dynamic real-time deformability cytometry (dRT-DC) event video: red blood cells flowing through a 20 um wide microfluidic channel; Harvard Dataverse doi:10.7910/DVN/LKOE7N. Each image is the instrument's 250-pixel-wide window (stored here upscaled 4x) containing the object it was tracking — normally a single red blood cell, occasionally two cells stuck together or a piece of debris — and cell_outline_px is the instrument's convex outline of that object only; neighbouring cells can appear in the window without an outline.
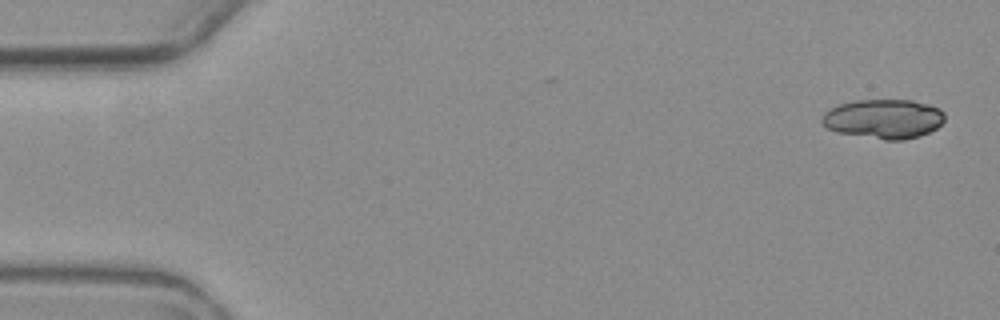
{"species": "common noctule bat (a hibernating species)", "species_latin": "Nyctalus noctula", "temperature_condition": "warm", "stored_images_in_passage": 4, "camera_frame_rate_fps": 3000, "um_per_image_px": 0.085, "animal": {"sex": "female", "body_mass_g": 19.3, "forearm_length_mm": 54.1}, "frame": {"image": 1, "passage_image": 1, "time_ms": 0.0, "image_size_px": [1000, 320], "cell_outline_px": [[944, 120], [936, 128], [920, 136], [904, 140], [884, 140], [836, 132], [828, 128], [820, 120], [824, 112], [828, 108], [852, 100], [912, 100], [928, 104], [940, 108], [944, 112]], "centroid_in_image_um": [75.09, 10.1], "position_along_channel_um": 9.9, "area_um2": 28.38}}